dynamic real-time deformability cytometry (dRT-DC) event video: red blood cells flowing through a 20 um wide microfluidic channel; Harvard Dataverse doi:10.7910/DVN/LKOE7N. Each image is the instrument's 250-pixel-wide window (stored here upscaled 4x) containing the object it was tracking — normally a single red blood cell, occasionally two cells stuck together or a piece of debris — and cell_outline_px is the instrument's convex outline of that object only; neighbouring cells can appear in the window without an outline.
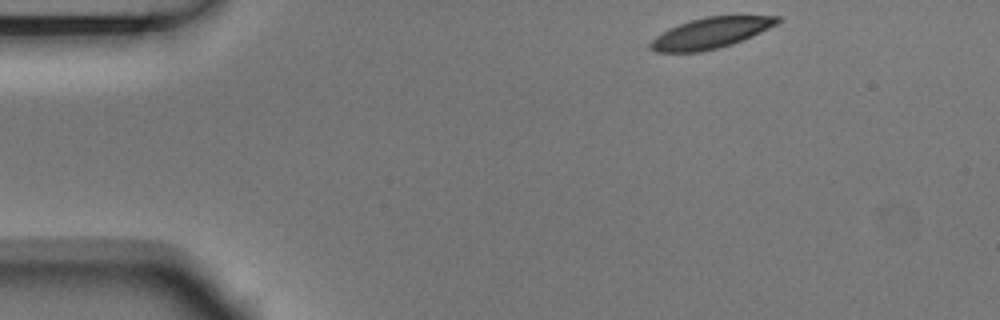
{"species": "Egyptian fruit bat (a non-hibernating species)", "species_latin": "Rousettus aegyptiacus", "temperature_condition": "room temperature", "stored_images_in_passage": 3, "camera_frame_rate_fps": 3000, "um_per_image_px": 0.085, "animal": {"sex": "male"}, "frame": {"image": 1, "passage_image": 1, "time_ms": 0.0, "image_size_px": [1000, 320], "cell_outline_px": [[780, 20], [776, 24], [752, 36], [732, 44], [700, 52], [656, 52], [648, 48], [648, 44], [656, 36], [668, 28], [704, 16], [780, 16]], "centroid_in_image_um": [60.36, 2.81], "position_along_channel_um": 24.6, "area_um2": 22.54}}